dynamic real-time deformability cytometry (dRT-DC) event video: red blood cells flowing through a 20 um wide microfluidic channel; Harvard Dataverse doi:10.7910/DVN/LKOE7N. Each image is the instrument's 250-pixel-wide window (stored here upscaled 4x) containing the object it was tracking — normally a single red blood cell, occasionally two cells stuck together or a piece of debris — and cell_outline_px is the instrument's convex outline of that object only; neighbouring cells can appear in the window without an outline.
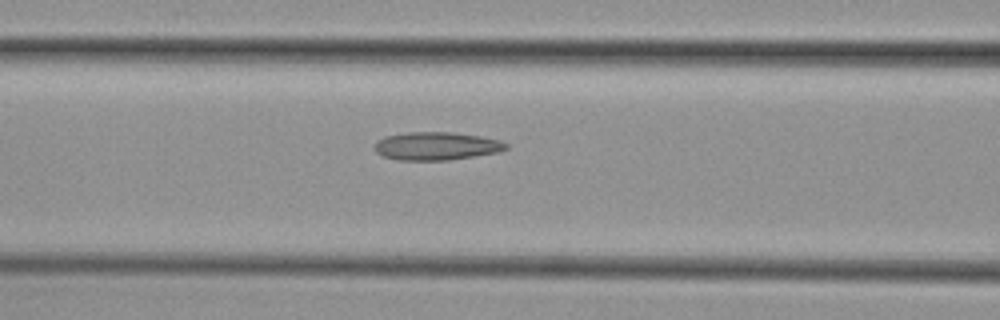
{"species": "common noctule bat (a hibernating species)", "species_latin": "Nyctalus noctula", "temperature_condition": "cold", "stored_images_in_passage": 18, "camera_frame_rate_fps": 3000, "um_per_image_px": 0.085, "animal": {"sex": "female", "body_mass_g": 29.2, "forearm_length_mm": 56.3}, "frame": {"image": 1, "passage_image": 13, "time_ms": 4.0, "image_size_px": [1000, 320], "cell_outline_px": [[508, 148], [500, 152], [448, 160], [396, 160], [384, 156], [376, 152], [372, 148], [376, 140], [384, 136], [408, 132], [452, 132], [480, 136], [500, 140], [508, 144]], "centroid_in_image_um": [37.07, 12.41], "position_along_channel_um": 129.5, "area_um2": 21.73}}
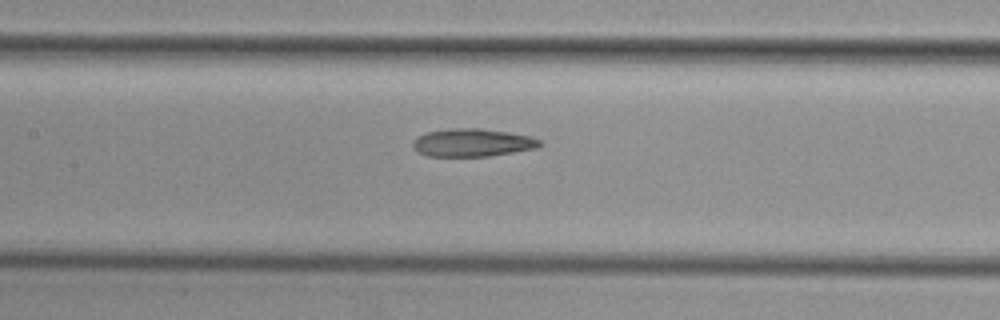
{"frame": {"image": 2, "passage_image": 16, "time_ms": 5.0, "image_size_px": [1000, 320], "cell_outline_px": [[544, 144], [536, 148], [488, 156], [428, 156], [412, 148], [412, 140], [416, 136], [428, 132], [452, 128], [480, 128], [508, 132], [532, 136], [540, 140]], "centroid_in_image_um": [40.15, 12.11], "position_along_channel_um": 167.2, "area_um2": 20.69}}